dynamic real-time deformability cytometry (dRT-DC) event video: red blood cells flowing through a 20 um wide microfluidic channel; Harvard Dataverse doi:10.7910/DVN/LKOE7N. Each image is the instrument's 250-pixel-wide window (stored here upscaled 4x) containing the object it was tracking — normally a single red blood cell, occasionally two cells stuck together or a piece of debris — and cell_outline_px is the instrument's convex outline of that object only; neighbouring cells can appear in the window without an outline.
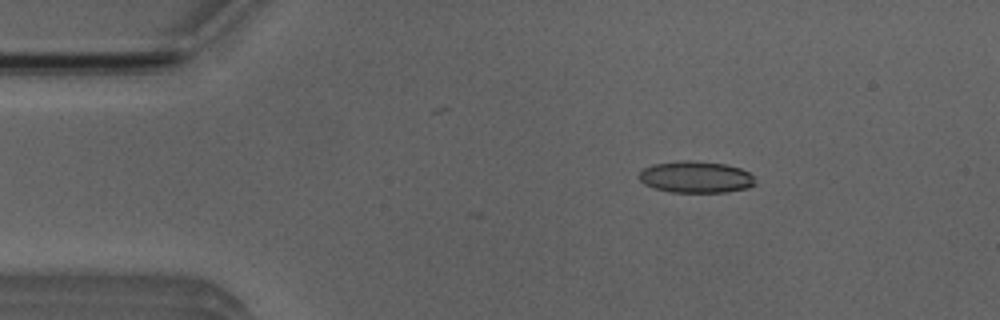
{"species": "Egyptian fruit bat (a non-hibernating species)", "species_latin": "Rousettus aegyptiacus", "temperature_condition": "room temperature", "stored_images_in_passage": 8, "camera_frame_rate_fps": 3000, "um_per_image_px": 0.085, "animal": {"sex": "male"}, "frame": {"image": 1, "passage_image": 2, "time_ms": 0.333, "image_size_px": [1000, 320], "cell_outline_px": [[756, 184], [748, 188], [728, 192], [668, 192], [644, 184], [640, 180], [640, 172], [644, 168], [652, 164], [684, 160], [692, 160], [724, 164], [740, 168], [748, 172], [752, 176]], "centroid_in_image_um": [59.15, 15.05], "position_along_channel_um": 25.8, "area_um2": 21.39}}